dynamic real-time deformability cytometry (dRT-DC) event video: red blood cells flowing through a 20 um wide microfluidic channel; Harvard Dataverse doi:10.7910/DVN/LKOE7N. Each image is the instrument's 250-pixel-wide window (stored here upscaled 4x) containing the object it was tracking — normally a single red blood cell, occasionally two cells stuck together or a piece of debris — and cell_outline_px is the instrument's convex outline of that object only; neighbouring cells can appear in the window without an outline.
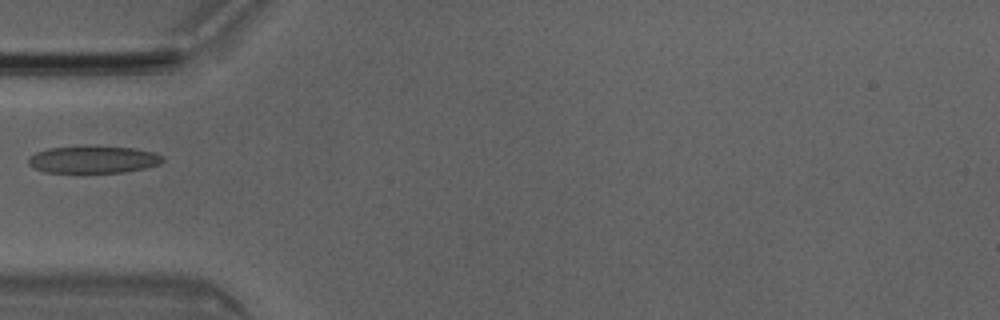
{"species": "Egyptian fruit bat (a non-hibernating species)", "species_latin": "Rousettus aegyptiacus", "temperature_condition": "room temperature", "stored_images_in_passage": 3, "camera_frame_rate_fps": 3000, "um_per_image_px": 0.085, "animal": {"sex": "male"}, "frame": {"image": 1, "passage_image": 2, "time_ms": 0.333, "image_size_px": [1000, 320], "cell_outline_px": [[164, 160], [160, 164], [144, 168], [124, 172], [80, 176], [44, 172], [32, 168], [28, 164], [28, 160], [36, 152], [48, 148], [84, 144], [136, 148], [156, 152], [164, 156]], "centroid_in_image_um": [7.9, 13.58], "position_along_channel_um": 77.1, "area_um2": 23.12}}